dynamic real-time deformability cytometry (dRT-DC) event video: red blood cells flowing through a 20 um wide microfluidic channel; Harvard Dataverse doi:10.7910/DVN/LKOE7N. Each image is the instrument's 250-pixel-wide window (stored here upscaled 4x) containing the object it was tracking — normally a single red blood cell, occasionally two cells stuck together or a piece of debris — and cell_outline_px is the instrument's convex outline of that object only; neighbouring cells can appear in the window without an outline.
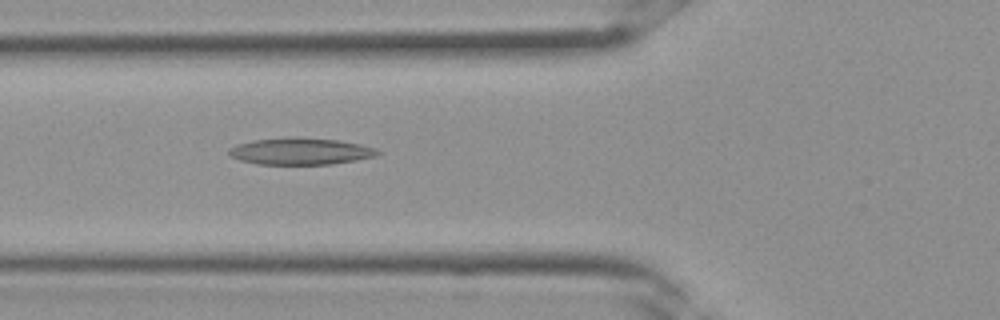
{"species": "Egyptian fruit bat (a non-hibernating species)", "species_latin": "Rousettus aegyptiacus", "temperature_condition": "room temperature", "stored_images_in_passage": 3, "camera_frame_rate_fps": 3000, "um_per_image_px": 0.085, "frame": {"image": 1, "passage_image": 3, "time_ms": 0.667, "image_size_px": [1000, 320], "cell_outline_px": [[384, 152], [376, 156], [356, 160], [332, 164], [256, 164], [240, 160], [228, 156], [228, 148], [236, 144], [252, 140], [296, 136], [336, 140], [360, 144], [376, 148]], "centroid_in_image_um": [25.53, 12.85], "position_along_channel_um": 100.3, "area_um2": 23.52}}